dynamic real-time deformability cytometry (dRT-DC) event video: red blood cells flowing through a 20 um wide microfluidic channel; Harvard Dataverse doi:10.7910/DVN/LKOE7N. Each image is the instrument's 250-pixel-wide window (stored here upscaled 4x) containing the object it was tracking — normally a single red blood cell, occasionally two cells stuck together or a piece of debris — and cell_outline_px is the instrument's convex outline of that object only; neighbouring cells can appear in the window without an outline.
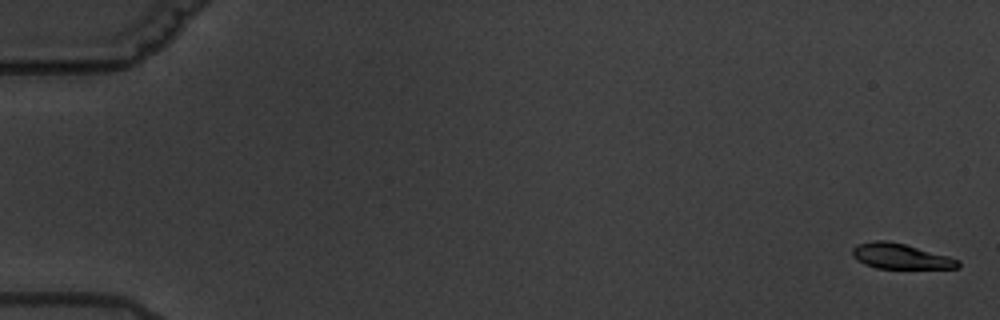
{"species": "common noctule bat (a hibernating species)", "species_latin": "Nyctalus noctula", "temperature_condition": "warm", "stored_images_in_passage": 5, "camera_frame_rate_fps": 3000, "um_per_image_px": 0.085, "animal": {"sex": "male", "body_mass_g": 19.5, "forearm_length_mm": 54.6}, "frame": {"image": 1, "passage_image": 1, "time_ms": 0.0, "image_size_px": [1000, 320], "cell_outline_px": [[960, 268], [876, 268], [864, 264], [856, 260], [852, 256], [852, 248], [856, 244], [876, 240], [888, 240], [904, 244], [948, 256], [960, 260]], "centroid_in_image_um": [76.51, 21.78], "position_along_channel_um": 8.5, "area_um2": 15.61}}
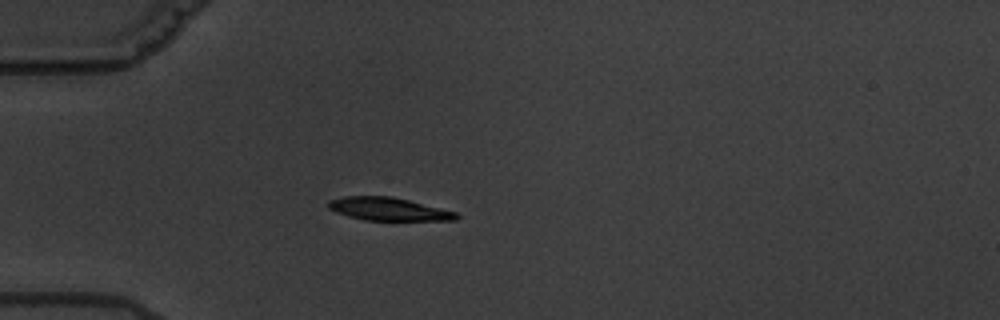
{"frame": {"image": 2, "passage_image": 5, "time_ms": 5.667, "image_size_px": [1000, 320], "cell_outline_px": [[460, 216], [456, 220], [364, 220], [348, 216], [336, 212], [328, 208], [328, 200], [344, 196], [392, 196], [456, 212]], "centroid_in_image_um": [32.99, 17.76], "position_along_channel_um": 52.0, "area_um2": 17.05}}